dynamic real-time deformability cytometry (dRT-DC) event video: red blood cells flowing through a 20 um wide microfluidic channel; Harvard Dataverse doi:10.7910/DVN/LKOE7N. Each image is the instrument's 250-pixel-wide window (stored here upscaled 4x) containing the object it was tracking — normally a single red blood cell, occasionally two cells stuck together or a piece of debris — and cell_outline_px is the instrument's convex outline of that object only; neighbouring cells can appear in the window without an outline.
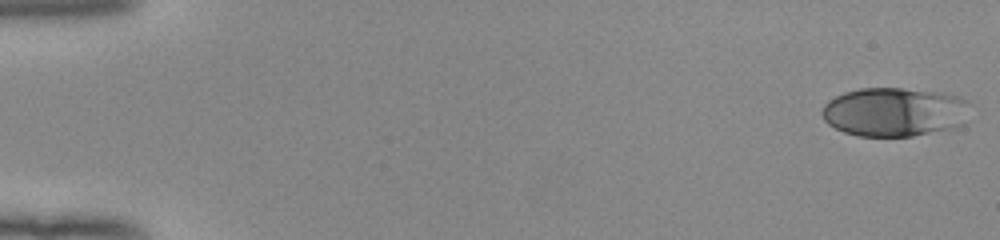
{"species": "human", "species_latin": "Homo sapiens", "temperature_condition": "room temperature", "stored_images_in_passage": 52, "camera_frame_rate_fps": 3000, "um_per_image_px": 0.085, "donor": {"sex": "female"}, "frame": {"image": 1, "passage_image": 1, "time_ms": 0.0, "image_size_px": [1000, 240], "cell_outline_px": [[972, 104], [964, 124], [956, 128], [912, 136], [856, 136], [844, 132], [828, 124], [824, 120], [820, 112], [824, 104], [828, 100], [844, 92], [860, 88], [900, 88], [944, 92], [960, 96], [968, 100]], "centroid_in_image_um": [76.08, 9.51], "position_along_channel_um": 8.9, "area_um2": 43.06}}
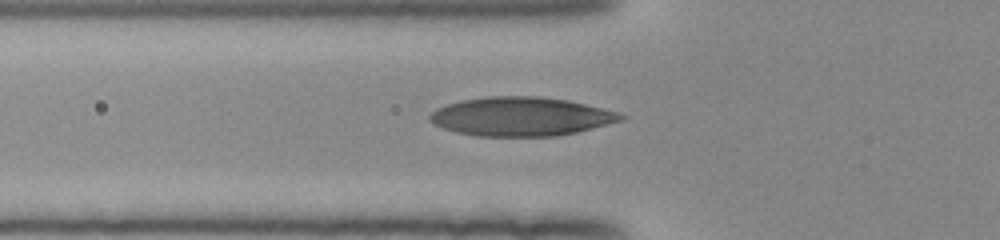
{"frame": {"image": 2, "passage_image": 19, "time_ms": 6.0, "image_size_px": [1000, 240], "cell_outline_px": [[628, 116], [624, 120], [576, 132], [556, 136], [476, 136], [456, 132], [444, 128], [436, 124], [428, 116], [436, 108], [448, 104], [464, 100], [488, 96], [540, 96], [568, 100], [604, 108]], "centroid_in_image_um": [44.32, 9.9], "position_along_channel_um": 81.5, "area_um2": 43.12}}
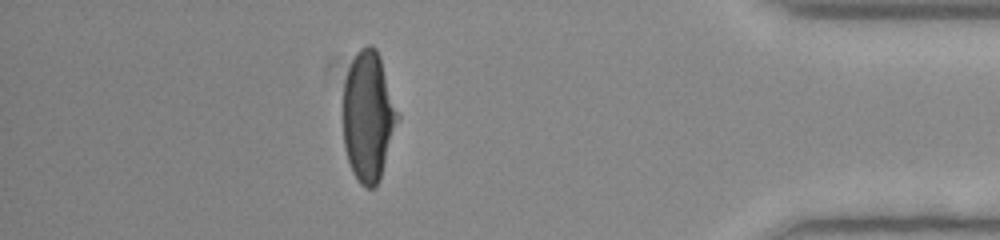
{"frame": {"image": 3, "passage_image": 46, "time_ms": 15.0, "image_size_px": [1000, 240], "cell_outline_px": [[400, 120], [380, 180], [372, 188], [364, 188], [360, 184], [352, 172], [344, 148], [344, 80], [348, 68], [356, 52], [360, 48], [368, 44], [372, 44], [376, 48], [380, 56], [400, 116]], "centroid_in_image_um": [31.33, 9.89], "position_along_channel_um": 403.9, "area_um2": 41.85}, "authors_computed_cell_mechanics": {"area_um2": 41.5582, "velocity_mm_per_s": 3.9899, "shape_relaxation_time_tau1_ms": 4.4437, "shape_relaxation_time_tau2_ms": null, "deformation_change_tau1": 0.2092, "deformation_change_tau2": null}}